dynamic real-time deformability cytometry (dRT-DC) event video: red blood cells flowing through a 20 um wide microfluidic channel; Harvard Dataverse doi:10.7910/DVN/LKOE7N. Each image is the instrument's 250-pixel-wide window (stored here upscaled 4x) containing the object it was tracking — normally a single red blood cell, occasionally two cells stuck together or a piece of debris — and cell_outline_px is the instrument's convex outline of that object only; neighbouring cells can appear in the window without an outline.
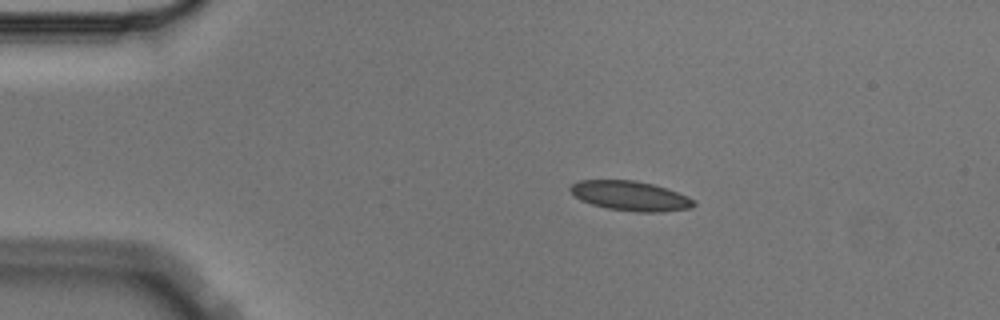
{"species": "Egyptian fruit bat (a non-hibernating species)", "species_latin": "Rousettus aegyptiacus", "temperature_condition": "cold", "stored_images_in_passage": 4, "camera_frame_rate_fps": 3000, "um_per_image_px": 0.085, "animal": {"sex": "male"}, "frame": {"image": 1, "passage_image": 2, "time_ms": 0.333, "image_size_px": [1000, 320], "cell_outline_px": [[696, 204], [692, 208], [660, 212], [636, 212], [608, 208], [592, 204], [580, 200], [568, 188], [572, 184], [580, 180], [636, 180], [652, 184], [688, 196], [696, 200]], "centroid_in_image_um": [53.6, 16.65], "position_along_channel_um": 31.4, "area_um2": 21.27}}
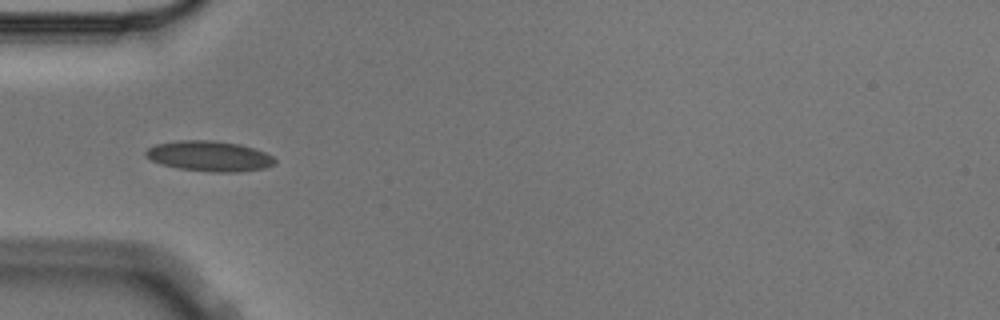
{"frame": {"image": 2, "passage_image": 4, "time_ms": 1.0, "image_size_px": [1000, 320], "cell_outline_px": [[276, 164], [264, 168], [236, 172], [212, 172], [180, 168], [160, 164], [144, 156], [144, 152], [148, 148], [156, 144], [176, 140], [212, 140], [240, 144], [264, 152], [272, 156], [276, 160]], "centroid_in_image_um": [17.77, 13.26], "position_along_channel_um": 67.2, "area_um2": 22.83}}